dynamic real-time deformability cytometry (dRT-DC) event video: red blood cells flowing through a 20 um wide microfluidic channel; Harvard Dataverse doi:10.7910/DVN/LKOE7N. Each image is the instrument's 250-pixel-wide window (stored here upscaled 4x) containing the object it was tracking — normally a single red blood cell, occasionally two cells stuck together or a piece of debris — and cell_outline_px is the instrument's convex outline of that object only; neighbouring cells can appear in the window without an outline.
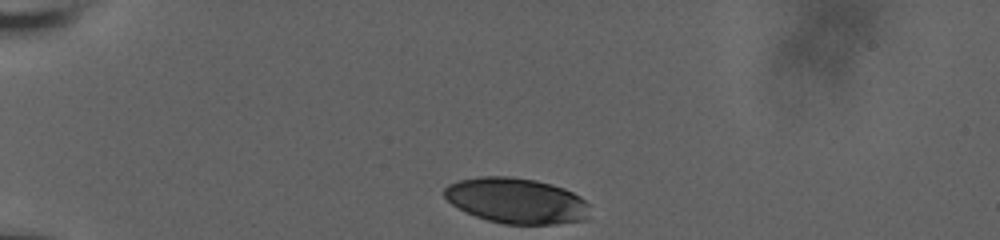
{"species": "human", "species_latin": "Homo sapiens", "temperature_condition": "room temperature", "stored_images_in_passage": 35, "camera_frame_rate_fps": 3000, "um_per_image_px": 0.085, "donor": {"sex": "male"}, "frame": {"image": 1, "passage_image": 1, "time_ms": 0.0, "image_size_px": [1000, 240], "cell_outline_px": [[588, 220], [556, 224], [504, 224], [488, 220], [476, 216], [452, 204], [444, 196], [444, 188], [448, 184], [460, 180], [480, 176], [508, 176], [536, 180], [552, 184], [564, 188], [580, 196], [588, 204]], "centroid_in_image_um": [43.92, 17.06], "position_along_channel_um": 41.1, "area_um2": 38.61}}
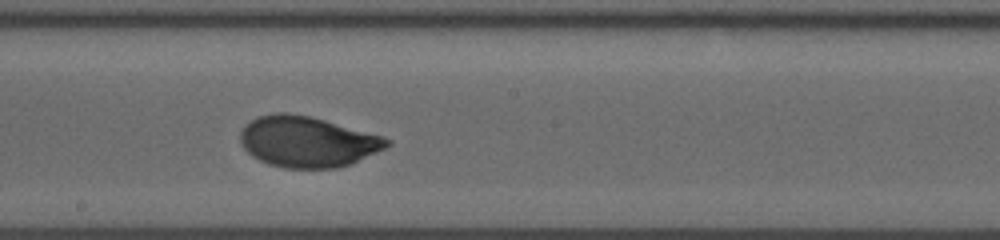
{"frame": {"image": 2, "passage_image": 20, "time_ms": 6.333, "image_size_px": [1000, 240], "cell_outline_px": [[392, 144], [352, 164], [336, 168], [284, 168], [268, 164], [252, 156], [240, 144], [240, 132], [244, 124], [256, 116], [276, 112], [288, 112], [308, 116], [324, 120], [384, 136], [392, 140]], "centroid_in_image_um": [26.11, 12.04], "position_along_channel_um": 222.1, "area_um2": 43.64}}
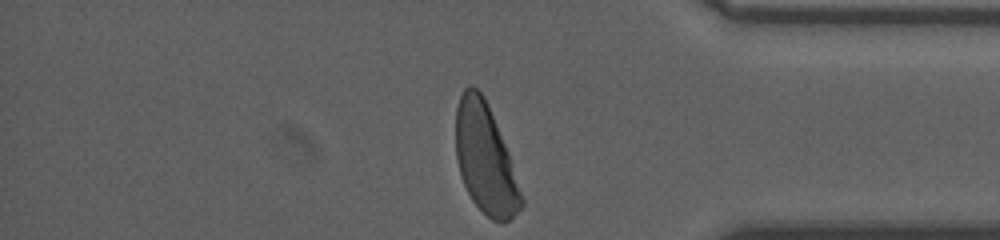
{"frame": {"image": 3, "passage_image": 35, "time_ms": 11.333, "image_size_px": [1000, 240], "cell_outline_px": [[524, 204], [508, 220], [492, 220], [472, 200], [464, 184], [460, 172], [456, 156], [456, 108], [460, 96], [464, 88], [468, 84], [472, 84], [484, 96], [508, 152], [524, 200]], "centroid_in_image_um": [41.23, 13.46], "position_along_channel_um": 394.0, "area_um2": 41.1}, "authors_computed_cell_mechanics": {"area_um2": 42.8876, "velocity_mm_per_s": 3.7227, "shape_relaxation_time_tau1_ms": 2.811, "shape_relaxation_time_tau2_ms": null, "deformation_change_tau1": 0.1596, "deformation_change_tau2": null}}